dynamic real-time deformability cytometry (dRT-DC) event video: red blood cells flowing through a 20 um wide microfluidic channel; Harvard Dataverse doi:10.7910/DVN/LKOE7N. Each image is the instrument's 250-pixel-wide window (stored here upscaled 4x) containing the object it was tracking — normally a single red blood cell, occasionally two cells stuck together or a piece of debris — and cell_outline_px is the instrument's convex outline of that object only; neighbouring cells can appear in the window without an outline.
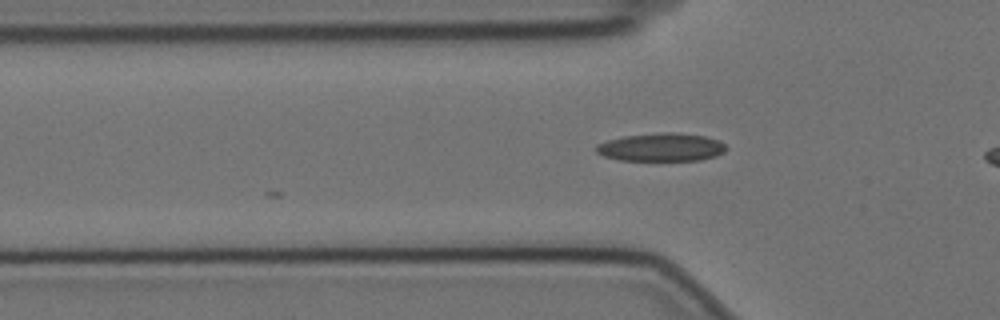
{"species": "Egyptian fruit bat (a non-hibernating species)", "species_latin": "Rousettus aegyptiacus", "temperature_condition": "cold", "stored_images_in_passage": 3, "camera_frame_rate_fps": 3000, "um_per_image_px": 0.085, "animal": {"sex": "female"}, "frame": {"image": 1, "passage_image": 3, "time_ms": 0.667, "image_size_px": [1000, 320], "cell_outline_px": [[728, 148], [724, 152], [716, 156], [700, 160], [620, 160], [604, 156], [596, 152], [596, 144], [608, 140], [624, 136], [664, 132], [672, 132], [704, 136], [716, 140], [724, 144]], "centroid_in_image_um": [56.2, 12.51], "position_along_channel_um": 69.6, "area_um2": 21.15}}